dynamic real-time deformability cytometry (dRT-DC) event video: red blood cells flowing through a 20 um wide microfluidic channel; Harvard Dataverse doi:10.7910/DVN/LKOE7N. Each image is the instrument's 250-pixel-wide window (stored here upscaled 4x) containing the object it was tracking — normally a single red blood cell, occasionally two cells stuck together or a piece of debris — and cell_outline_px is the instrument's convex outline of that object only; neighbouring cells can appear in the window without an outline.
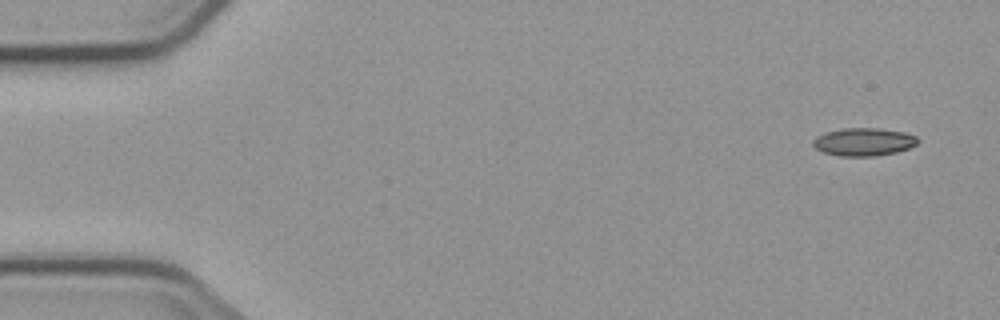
{"species": "common noctule bat (a hibernating species)", "species_latin": "Nyctalus noctula", "temperature_condition": "cold", "stored_images_in_passage": 7, "camera_frame_rate_fps": 3000, "um_per_image_px": 0.085, "animal": {"sex": "male", "body_mass_g": 23.1, "forearm_length_mm": 52.7}, "frame": {"image": 1, "passage_image": 1, "time_ms": 0.0, "image_size_px": [1000, 320], "cell_outline_px": [[920, 140], [916, 144], [908, 148], [896, 152], [876, 156], [840, 156], [824, 152], [816, 148], [812, 144], [812, 140], [816, 136], [824, 132], [844, 128], [880, 128], [904, 132], [916, 136]], "centroid_in_image_um": [73.4, 12.05], "position_along_channel_um": 11.6, "area_um2": 17.11}}
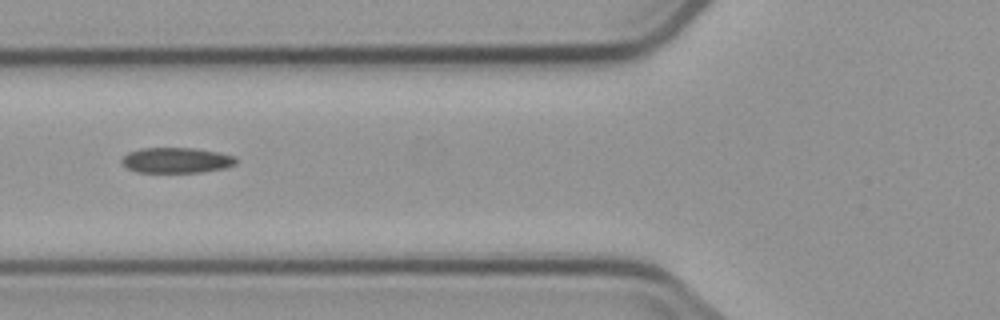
{"frame": {"image": 2, "passage_image": 6, "time_ms": 6.0, "image_size_px": [1000, 320], "cell_outline_px": [[236, 164], [224, 168], [200, 172], [136, 172], [128, 168], [120, 160], [128, 152], [140, 148], [196, 148], [220, 152], [232, 156], [236, 160]], "centroid_in_image_um": [14.98, 13.61], "position_along_channel_um": 110.8, "area_um2": 16.88}}
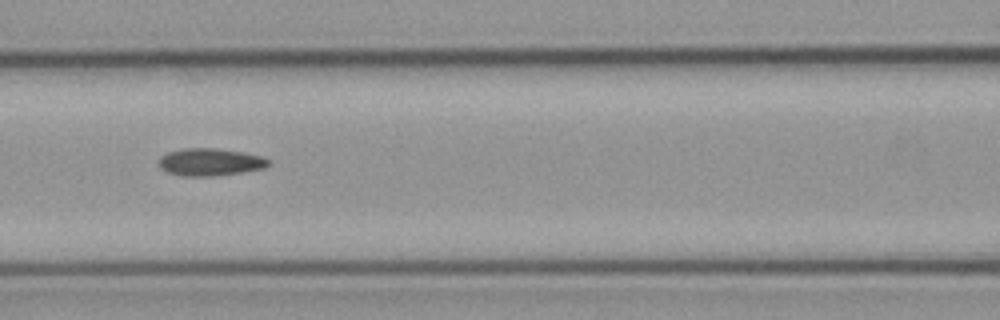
{"frame": {"image": 3, "passage_image": 7, "time_ms": 7.0, "image_size_px": [1000, 320], "cell_outline_px": [[272, 164], [264, 168], [240, 172], [212, 176], [184, 176], [168, 172], [160, 164], [160, 156], [168, 152], [184, 148], [216, 148], [244, 152], [264, 156]], "centroid_in_image_um": [17.92, 13.76], "position_along_channel_um": 148.7, "area_um2": 17.4}}